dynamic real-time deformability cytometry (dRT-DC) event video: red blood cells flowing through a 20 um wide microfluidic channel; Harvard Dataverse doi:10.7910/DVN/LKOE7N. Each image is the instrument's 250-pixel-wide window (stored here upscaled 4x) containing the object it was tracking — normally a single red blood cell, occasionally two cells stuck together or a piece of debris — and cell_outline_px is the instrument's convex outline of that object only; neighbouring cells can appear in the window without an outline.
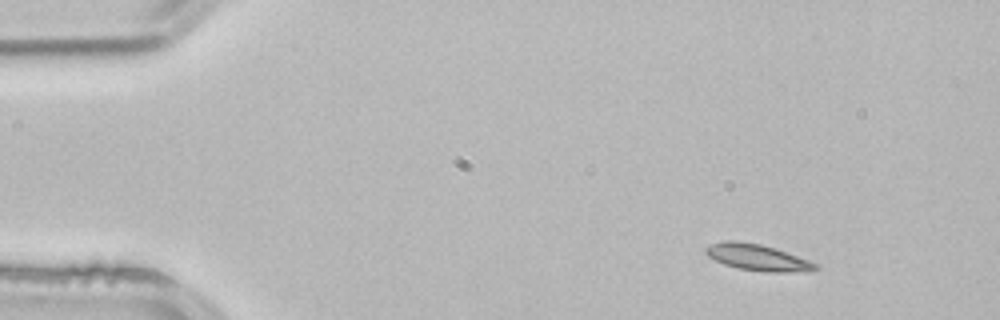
{"species": "common noctule bat (a hibernating species)", "species_latin": "Nyctalus noctula", "temperature_condition": "room temperature", "stored_images_in_passage": 3, "camera_frame_rate_fps": 3000, "um_per_image_px": 0.085, "animal": {"sex": "male", "body_mass_g": 21.5, "forearm_length_mm": 52.0}, "frame": {"image": 1, "passage_image": 1, "time_ms": 0.0, "image_size_px": [1000, 320], "cell_outline_px": [[820, 268], [808, 272], [764, 272], [740, 268], [724, 264], [708, 256], [704, 252], [704, 248], [712, 244], [724, 240], [736, 240], [760, 244], [776, 248], [808, 260], [816, 264]], "centroid_in_image_um": [64.4, 21.88], "position_along_channel_um": 20.6, "area_um2": 16.88}}